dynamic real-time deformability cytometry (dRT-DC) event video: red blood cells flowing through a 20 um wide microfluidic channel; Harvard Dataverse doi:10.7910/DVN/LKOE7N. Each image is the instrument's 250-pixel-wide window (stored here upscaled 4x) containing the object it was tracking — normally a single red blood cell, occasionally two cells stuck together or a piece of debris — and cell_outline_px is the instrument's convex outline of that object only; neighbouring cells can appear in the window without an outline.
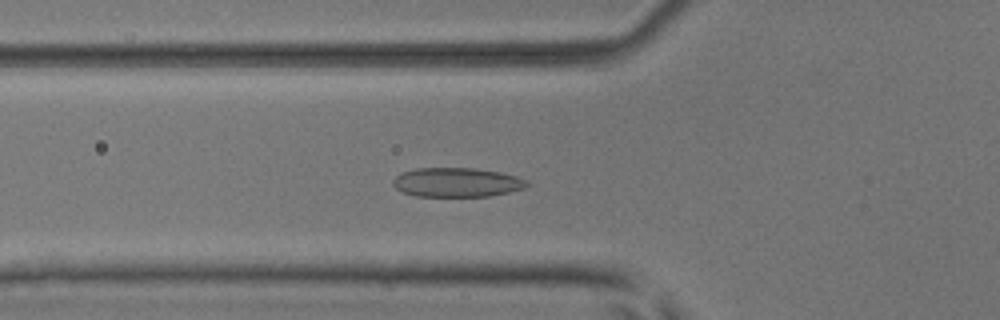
{"species": "common noctule bat (a hibernating species)", "species_latin": "Nyctalus noctula", "temperature_condition": "room temperature", "stored_images_in_passage": 51, "camera_frame_rate_fps": 3000, "um_per_image_px": 0.085, "animal": {"sex": "male", "body_mass_g": 17.9, "forearm_length_mm": 54.2}, "frame": {"image": 1, "passage_image": 18, "time_ms": 5.667, "image_size_px": [1000, 320], "cell_outline_px": [[528, 184], [524, 188], [508, 192], [488, 196], [416, 196], [404, 192], [396, 188], [392, 184], [392, 180], [400, 172], [416, 168], [476, 168], [500, 172], [516, 176], [528, 180]], "centroid_in_image_um": [38.81, 15.49], "position_along_channel_um": 87.0, "area_um2": 22.83}}
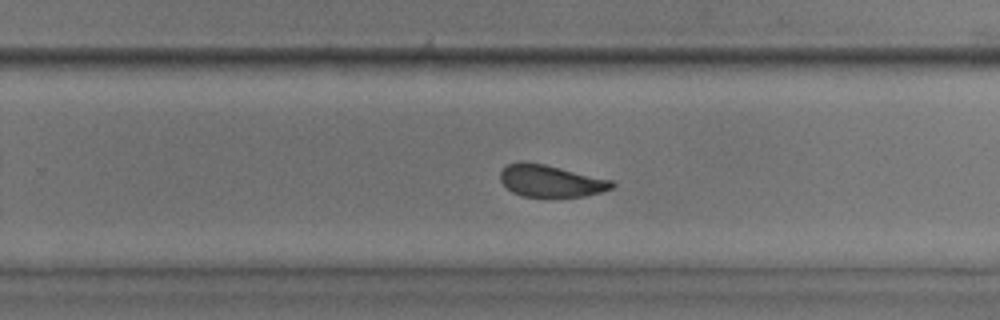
{"frame": {"image": 2, "passage_image": 33, "time_ms": 10.667, "image_size_px": [1000, 320], "cell_outline_px": [[616, 184], [612, 188], [600, 192], [584, 196], [524, 196], [512, 192], [500, 180], [500, 172], [508, 164], [520, 160], [544, 164], [612, 180]], "centroid_in_image_um": [46.79, 15.36], "position_along_channel_um": 283.0, "area_um2": 20.58}}
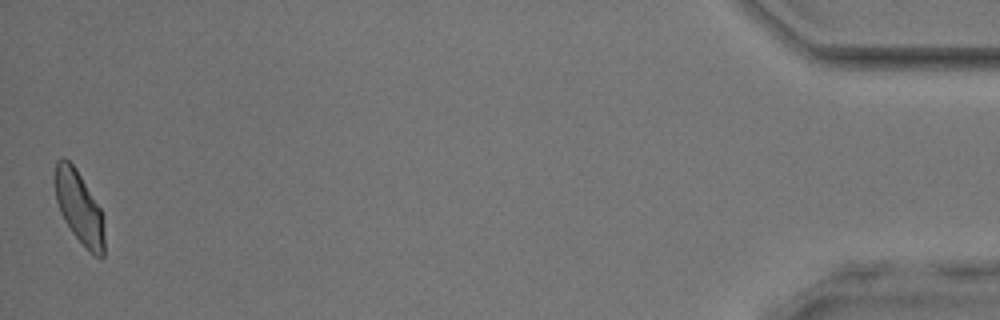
{"frame": {"image": 3, "passage_image": 51, "time_ms": 16.667, "image_size_px": [1000, 320], "cell_outline_px": [[104, 256], [100, 260], [72, 232], [64, 220], [60, 212], [56, 200], [52, 180], [52, 176], [56, 160], [64, 156], [76, 168], [100, 208], [104, 216]], "centroid_in_image_um": [6.69, 17.56], "position_along_channel_um": 428.5, "area_um2": 21.21}, "authors_computed_cell_mechanics": {"area_um2": 22.0796, "velocity_mm_per_s": 3.9319, "shape_relaxation_time_tau1_ms": 4.2591, "shape_relaxation_time_tau2_ms": 1.3696, "deformation_change_tau1": 0.1233, "deformation_change_tau2": 0.0721}}